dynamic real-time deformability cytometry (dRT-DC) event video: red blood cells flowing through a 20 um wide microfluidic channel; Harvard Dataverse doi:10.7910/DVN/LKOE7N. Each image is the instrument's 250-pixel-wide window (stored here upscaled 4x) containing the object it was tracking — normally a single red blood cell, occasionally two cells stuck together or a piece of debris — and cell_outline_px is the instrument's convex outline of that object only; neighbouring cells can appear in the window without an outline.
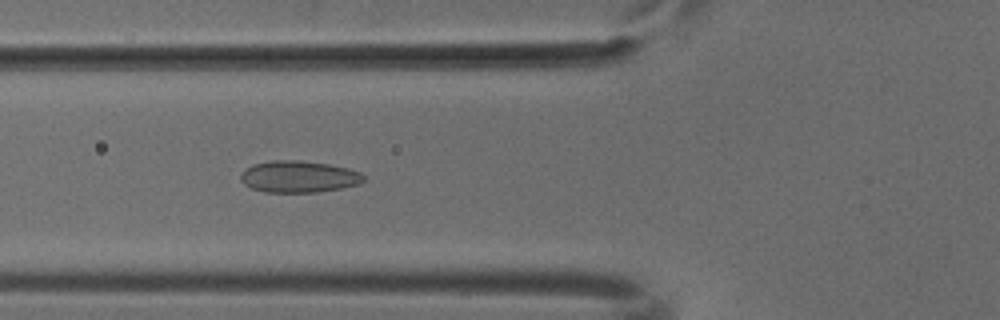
{"species": "common noctule bat (a hibernating species)", "species_latin": "Nyctalus noctula", "temperature_condition": "cold", "stored_images_in_passage": 45, "camera_frame_rate_fps": 3000, "um_per_image_px": 0.085, "animal": {"sex": "male", "body_mass_g": 18.8}, "frame": {"image": 1, "passage_image": 13, "time_ms": 4.0, "image_size_px": [1000, 320], "cell_outline_px": [[364, 180], [360, 184], [340, 188], [316, 192], [264, 192], [252, 188], [244, 184], [240, 180], [240, 176], [244, 168], [252, 164], [272, 160], [296, 160], [328, 164], [348, 168], [360, 172], [364, 176]], "centroid_in_image_um": [25.36, 15.01], "position_along_channel_um": 100.4, "area_um2": 22.77}}
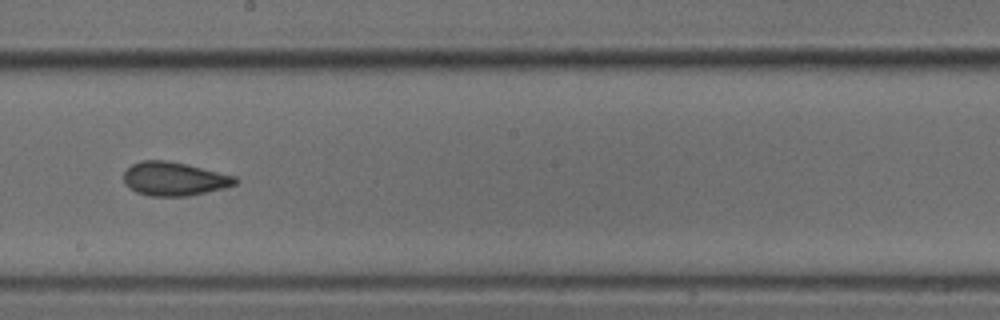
{"frame": {"image": 2, "passage_image": 23, "time_ms": 7.333, "image_size_px": [1000, 320], "cell_outline_px": [[240, 180], [236, 184], [224, 188], [188, 196], [148, 196], [136, 192], [124, 184], [124, 172], [132, 164], [144, 160], [168, 160], [188, 164], [236, 176]], "centroid_in_image_um": [14.82, 15.2], "position_along_channel_um": 233.4, "area_um2": 22.08}}
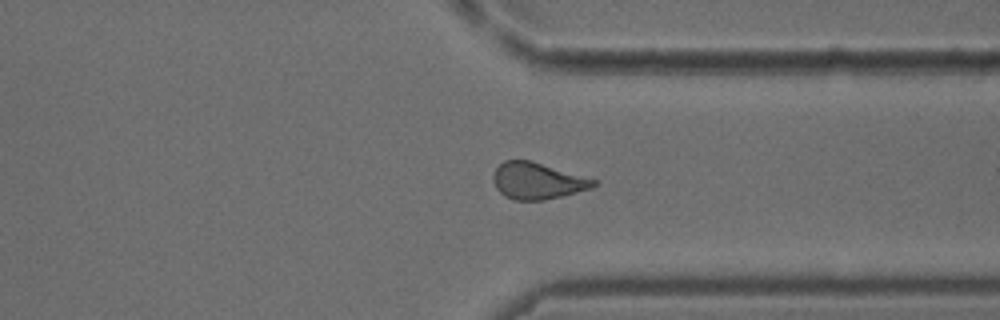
{"frame": {"image": 3, "passage_image": 33, "time_ms": 10.667, "image_size_px": [1000, 320], "cell_outline_px": [[600, 184], [592, 188], [544, 200], [516, 200], [504, 196], [496, 188], [492, 180], [492, 176], [496, 168], [504, 160], [528, 160], [600, 180]], "centroid_in_image_um": [45.71, 15.37], "position_along_channel_um": 365.7, "area_um2": 21.44}}